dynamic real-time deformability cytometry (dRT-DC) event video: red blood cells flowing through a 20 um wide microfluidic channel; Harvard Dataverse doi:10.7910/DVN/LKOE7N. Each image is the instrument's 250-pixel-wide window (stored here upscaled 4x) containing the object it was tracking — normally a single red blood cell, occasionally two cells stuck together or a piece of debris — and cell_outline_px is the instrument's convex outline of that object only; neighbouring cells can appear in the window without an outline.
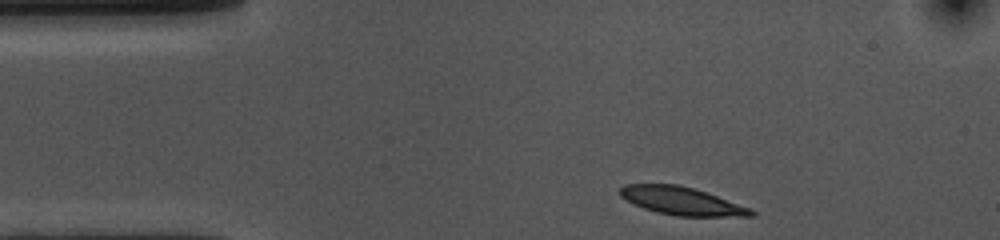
{"species": "common noctule bat (a hibernating species)", "species_latin": "Nyctalus noctula", "temperature_condition": "cold", "stored_images_in_passage": 36, "camera_frame_rate_fps": 3000, "um_per_image_px": 0.085, "animal": {"sex": "female", "body_mass_g": 10.0, "forearm_length_mm": 53.1}, "frame": {"image": 1, "passage_image": 1, "time_ms": 0.0, "image_size_px": [1000, 240], "cell_outline_px": [[756, 216], [676, 216], [656, 212], [644, 208], [620, 196], [620, 188], [624, 184], [680, 184], [752, 208], [756, 212]], "centroid_in_image_um": [57.97, 17.09], "position_along_channel_um": 27.0, "area_um2": 21.15}}
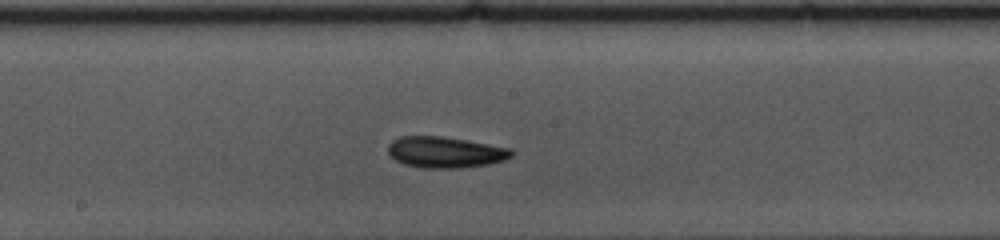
{"frame": {"image": 2, "passage_image": 20, "time_ms": 6.333, "image_size_px": [1000, 240], "cell_outline_px": [[516, 152], [512, 156], [504, 160], [488, 164], [460, 168], [420, 168], [404, 164], [396, 160], [388, 152], [388, 144], [392, 140], [400, 136], [440, 136], [512, 148]], "centroid_in_image_um": [37.85, 12.94], "position_along_channel_um": 210.3, "area_um2": 22.43}}
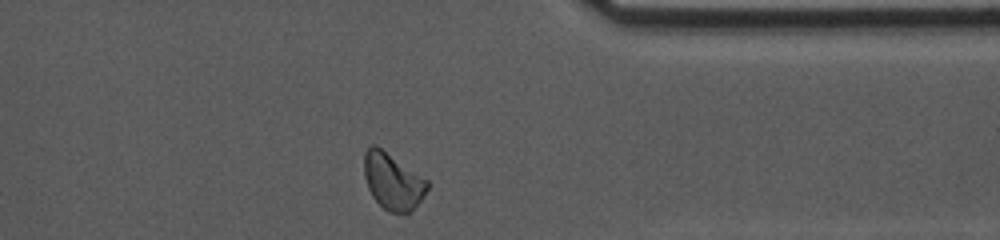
{"frame": {"image": 3, "passage_image": 35, "time_ms": 11.333, "image_size_px": [1000, 240], "cell_outline_px": [[432, 184], [424, 196], [412, 212], [404, 216], [388, 212], [372, 196], [368, 188], [364, 176], [364, 152], [372, 144], [376, 144], [428, 180]], "centroid_in_image_um": [33.42, 15.45], "position_along_channel_um": 378.0, "area_um2": 21.33}, "authors_computed_cell_mechanics": {"area_um2": 21.3571, "velocity_mm_per_s": 3.5943, "shape_relaxation_time_tau1_ms": 4.4753, "shape_relaxation_time_tau2_ms": 8.8677, "deformation_change_tau1": 0.1306, "deformation_change_tau2": 0.1608}}